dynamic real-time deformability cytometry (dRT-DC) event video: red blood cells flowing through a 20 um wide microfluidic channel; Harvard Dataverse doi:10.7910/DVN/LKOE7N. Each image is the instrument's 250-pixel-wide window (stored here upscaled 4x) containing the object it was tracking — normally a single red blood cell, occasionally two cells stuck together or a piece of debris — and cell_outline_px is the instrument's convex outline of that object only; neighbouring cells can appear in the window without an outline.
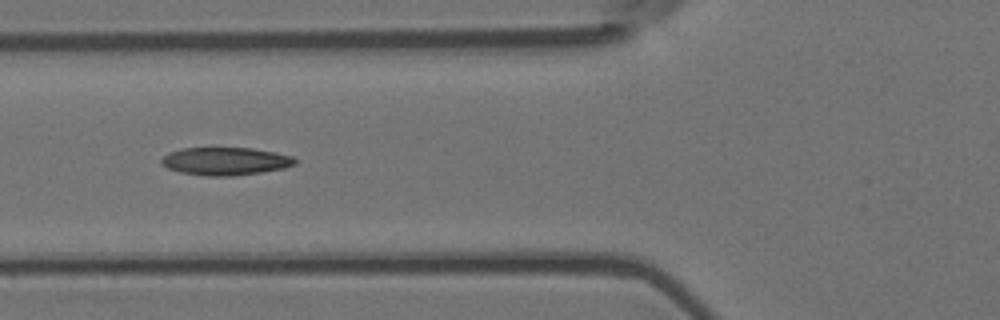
{"species": "Egyptian fruit bat (a non-hibernating species)", "species_latin": "Rousettus aegyptiacus", "temperature_condition": "room temperature", "stored_images_in_passage": 8, "camera_frame_rate_fps": 3000, "um_per_image_px": 0.085, "animal": {"sex": "female"}, "frame": {"image": 1, "passage_image": 6, "time_ms": 1.667, "image_size_px": [1000, 320], "cell_outline_px": [[296, 164], [284, 168], [260, 172], [232, 176], [208, 176], [180, 172], [168, 168], [160, 164], [160, 160], [168, 152], [184, 148], [252, 148], [276, 152], [292, 156], [296, 160]], "centroid_in_image_um": [19.15, 13.7], "position_along_channel_um": 106.7, "area_um2": 21.68}}
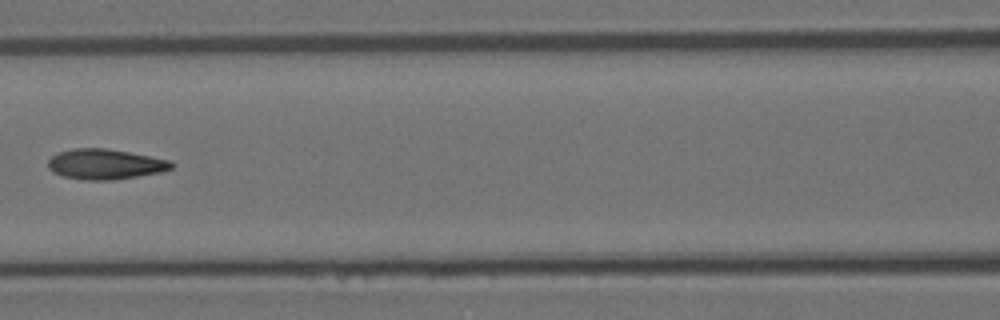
{"frame": {"image": 2, "passage_image": 7, "time_ms": 2.0, "image_size_px": [1000, 320], "cell_outline_px": [[176, 164], [172, 168], [160, 172], [112, 180], [84, 180], [64, 176], [52, 172], [48, 168], [48, 160], [52, 156], [60, 152], [72, 148], [104, 148], [128, 152], [172, 160]], "centroid_in_image_um": [8.95, 13.95], "position_along_channel_um": 157.7, "area_um2": 21.73}}
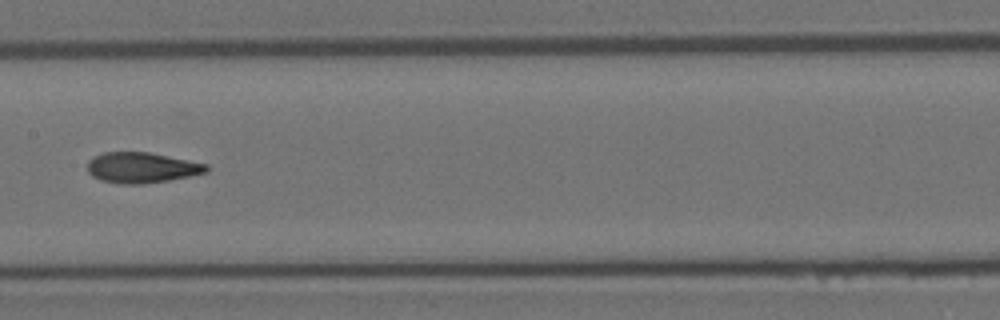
{"frame": {"image": 3, "passage_image": 8, "time_ms": 2.333, "image_size_px": [1000, 320], "cell_outline_px": [[208, 172], [168, 180], [140, 184], [120, 184], [100, 180], [92, 176], [88, 172], [88, 160], [104, 152], [148, 152], [208, 164]], "centroid_in_image_um": [12.03, 14.25], "position_along_channel_um": 195.4, "area_um2": 21.04}}